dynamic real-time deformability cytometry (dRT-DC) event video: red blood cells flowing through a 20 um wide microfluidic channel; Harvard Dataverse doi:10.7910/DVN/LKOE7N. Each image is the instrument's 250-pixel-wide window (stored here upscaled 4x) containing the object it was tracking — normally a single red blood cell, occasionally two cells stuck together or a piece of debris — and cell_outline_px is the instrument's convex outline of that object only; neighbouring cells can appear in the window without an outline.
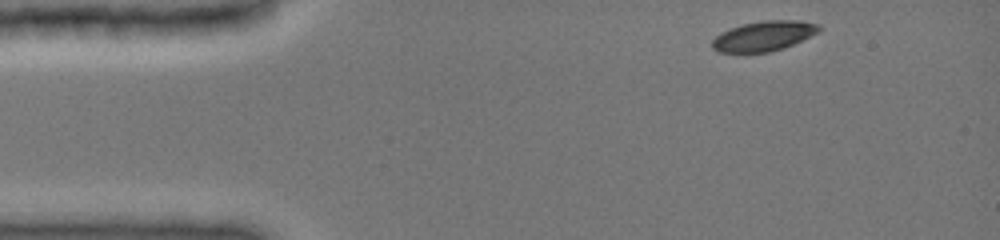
{"species": "common noctule bat (a hibernating species)", "species_latin": "Nyctalus noctula", "temperature_condition": "cold", "stored_images_in_passage": 40, "camera_frame_rate_fps": 3000, "um_per_image_px": 0.085, "animal": {"sex": "female", "body_mass_g": 19.0, "forearm_length_mm": 51.5}, "frame": {"image": 1, "passage_image": 1, "time_ms": 0.0, "image_size_px": [1000, 240], "cell_outline_px": [[820, 32], [792, 44], [768, 52], [716, 52], [712, 48], [712, 40], [720, 32], [744, 24], [764, 20], [800, 20], [820, 24]], "centroid_in_image_um": [64.92, 3.05], "position_along_channel_um": 20.1, "area_um2": 18.5}}
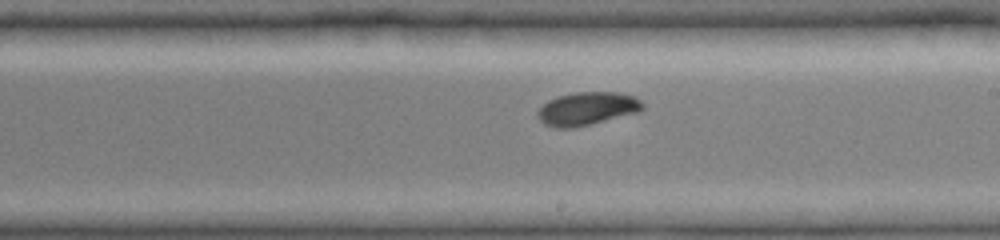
{"frame": {"image": 2, "passage_image": 23, "time_ms": 7.333, "image_size_px": [1000, 240], "cell_outline_px": [[644, 108], [640, 112], [572, 128], [556, 128], [544, 124], [536, 116], [536, 112], [548, 100], [556, 96], [572, 92], [620, 92], [636, 96], [644, 104]], "centroid_in_image_um": [49.91, 9.22], "position_along_channel_um": 239.1, "area_um2": 20.52}}
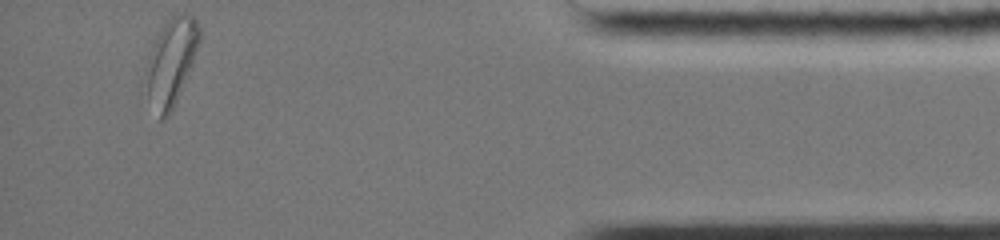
{"frame": {"image": 3, "passage_image": 40, "time_ms": 13.0, "image_size_px": [1000, 240], "cell_outline_px": [[200, 40], [192, 64], [176, 100], [168, 116], [164, 120], [160, 120], [140, 92], [140, 84], [144, 68], [148, 56], [156, 36], [164, 20], [176, 12], [188, 12], [196, 20], [200, 28]], "centroid_in_image_um": [14.43, 5.29], "position_along_channel_um": 420.8, "area_um2": 28.61}, "authors_computed_cell_mechanics": {"area_um2": 20.0855, "velocity_mm_per_s": 3.9638, "shape_relaxation_time_tau1_ms": 2.4845, "shape_relaxation_time_tau2_ms": null, "deformation_change_tau1": 0.0998, "deformation_change_tau2": null}}